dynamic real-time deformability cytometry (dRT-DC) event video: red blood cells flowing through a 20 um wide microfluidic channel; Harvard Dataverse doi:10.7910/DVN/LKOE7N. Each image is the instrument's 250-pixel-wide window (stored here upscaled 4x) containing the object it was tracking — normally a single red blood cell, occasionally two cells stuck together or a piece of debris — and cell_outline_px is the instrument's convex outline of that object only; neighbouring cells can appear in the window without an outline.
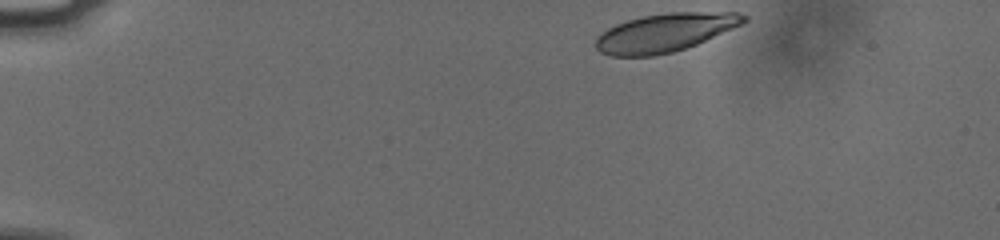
{"species": "human", "species_latin": "Homo sapiens", "temperature_condition": "cold", "stored_images_in_passage": 6, "camera_frame_rate_fps": 3000, "um_per_image_px": 0.085, "donor": {"sex": "male"}, "frame": {"image": 1, "passage_image": 1, "time_ms": 0.0, "image_size_px": [1000, 240], "cell_outline_px": [[748, 20], [732, 28], [696, 44], [672, 52], [652, 56], [612, 56], [600, 52], [596, 48], [596, 36], [608, 28], [616, 24], [628, 20], [644, 16], [668, 12], [740, 12], [748, 16]], "centroid_in_image_um": [56.5, 2.76], "position_along_channel_um": 28.5, "area_um2": 32.83}}
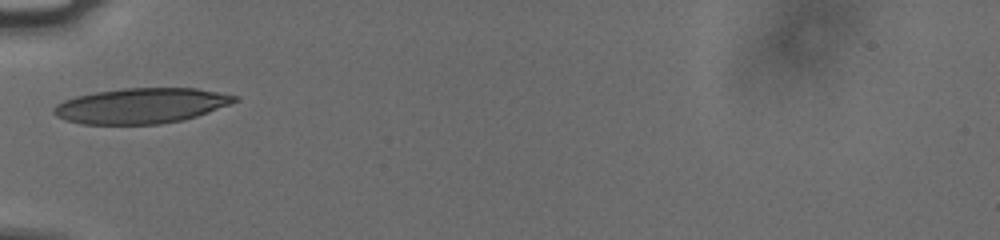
{"frame": {"image": 2, "passage_image": 5, "time_ms": 1.333, "image_size_px": [1000, 240], "cell_outline_px": [[240, 100], [208, 112], [184, 120], [160, 124], [80, 124], [64, 120], [56, 116], [52, 112], [52, 108], [56, 104], [64, 100], [76, 96], [96, 92], [124, 88], [196, 88], [236, 96]], "centroid_in_image_um": [11.95, 8.99], "position_along_channel_um": 73.1, "area_um2": 37.22}}